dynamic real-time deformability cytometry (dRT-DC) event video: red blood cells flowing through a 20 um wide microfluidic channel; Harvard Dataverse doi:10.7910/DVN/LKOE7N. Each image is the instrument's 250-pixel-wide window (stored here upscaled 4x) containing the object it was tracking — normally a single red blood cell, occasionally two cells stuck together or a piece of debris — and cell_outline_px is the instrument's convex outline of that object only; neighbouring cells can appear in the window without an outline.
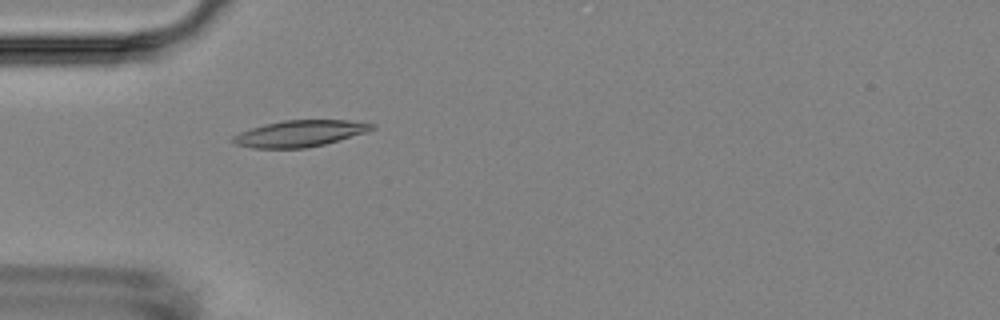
{"species": "Egyptian fruit bat (a non-hibernating species)", "species_latin": "Rousettus aegyptiacus", "temperature_condition": "room temperature", "stored_images_in_passage": 4, "camera_frame_rate_fps": 3000, "um_per_image_px": 0.085, "animal": {"sex": "female"}, "frame": {"image": 1, "passage_image": 4, "time_ms": 4.667, "image_size_px": [1000, 320], "cell_outline_px": [[376, 128], [368, 132], [324, 144], [304, 148], [252, 148], [236, 144], [232, 140], [232, 136], [240, 132], [264, 124], [284, 120], [348, 120], [376, 124]], "centroid_in_image_um": [25.52, 11.34], "position_along_channel_um": 59.5, "area_um2": 21.33}}